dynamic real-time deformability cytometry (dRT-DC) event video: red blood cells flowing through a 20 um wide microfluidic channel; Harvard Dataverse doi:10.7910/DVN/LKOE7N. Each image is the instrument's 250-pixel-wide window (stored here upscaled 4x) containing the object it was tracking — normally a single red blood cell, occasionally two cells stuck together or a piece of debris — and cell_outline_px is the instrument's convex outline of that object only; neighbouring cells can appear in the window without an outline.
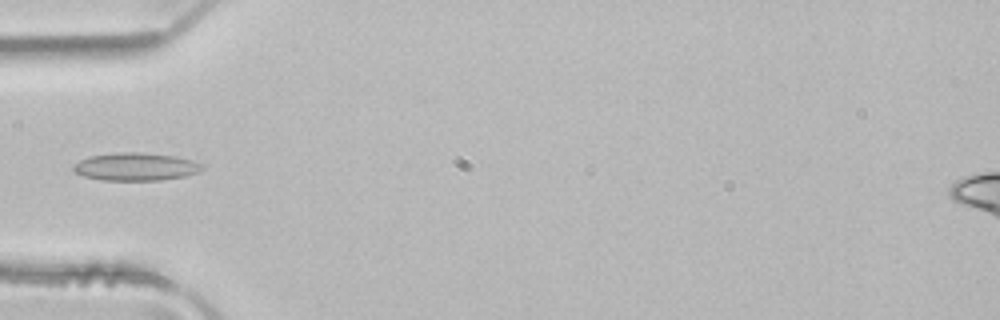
{"species": "common noctule bat (a hibernating species)", "species_latin": "Nyctalus noctula", "temperature_condition": "room temperature", "stored_images_in_passage": 4, "camera_frame_rate_fps": 3000, "um_per_image_px": 0.085, "animal": {"sex": "male", "body_mass_g": 21.5, "forearm_length_mm": 52.0}, "frame": {"image": 1, "passage_image": 4, "time_ms": 1.0, "image_size_px": [1000, 320], "cell_outline_px": [[204, 168], [196, 172], [184, 176], [160, 180], [100, 180], [84, 176], [76, 172], [72, 168], [72, 164], [88, 156], [116, 152], [140, 152], [176, 156], [192, 160], [204, 164]], "centroid_in_image_um": [11.51, 14.16], "position_along_channel_um": 73.5, "area_um2": 20.98}}